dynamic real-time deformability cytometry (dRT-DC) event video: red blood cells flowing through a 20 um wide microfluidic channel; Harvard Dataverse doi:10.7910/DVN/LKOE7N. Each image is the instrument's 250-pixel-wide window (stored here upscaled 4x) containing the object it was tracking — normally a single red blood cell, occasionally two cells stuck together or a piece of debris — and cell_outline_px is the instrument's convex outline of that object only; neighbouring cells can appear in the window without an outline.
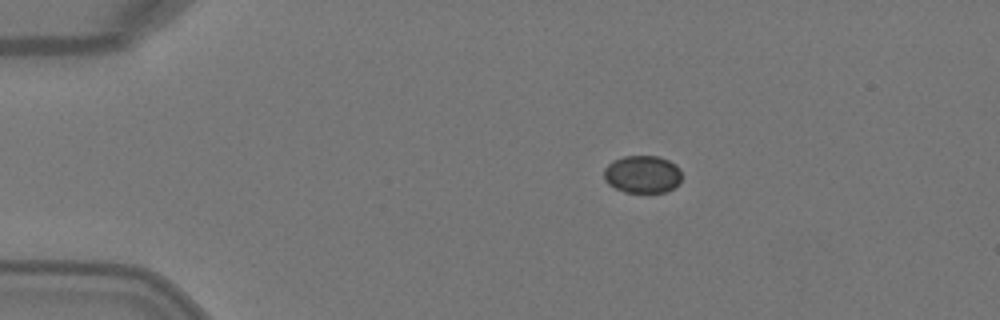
{"species": "Egyptian fruit bat (a non-hibernating species)", "species_latin": "Rousettus aegyptiacus", "temperature_condition": "warm", "stored_images_in_passage": 4, "camera_frame_rate_fps": 3000, "um_per_image_px": 0.085, "animal": {"sex": "female"}, "frame": {"image": 1, "passage_image": 2, "time_ms": 0.333, "image_size_px": [1000, 320], "cell_outline_px": [[680, 184], [664, 192], [624, 192], [608, 184], [604, 180], [604, 168], [612, 160], [624, 156], [656, 156], [668, 160], [676, 164], [680, 168]], "centroid_in_image_um": [54.59, 14.81], "position_along_channel_um": 30.4, "area_um2": 17.11}}
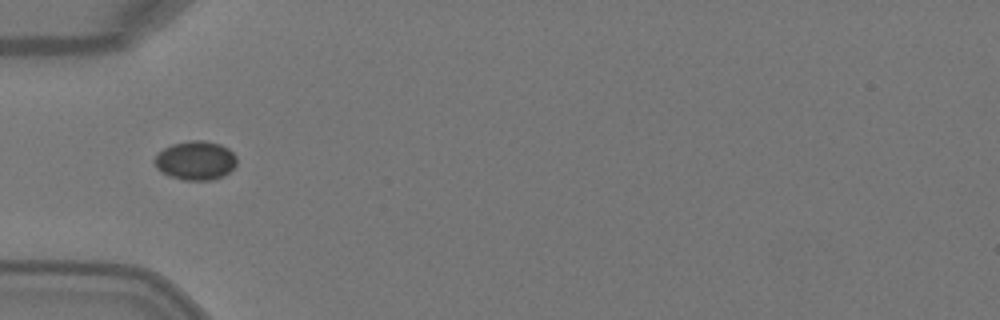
{"frame": {"image": 2, "passage_image": 4, "time_ms": 1.0, "image_size_px": [1000, 320], "cell_outline_px": [[236, 164], [228, 172], [220, 176], [208, 180], [184, 180], [172, 176], [156, 168], [156, 156], [164, 148], [172, 144], [188, 140], [204, 140], [220, 144], [228, 148], [236, 156]], "centroid_in_image_um": [16.64, 13.61], "position_along_channel_um": 68.4, "area_um2": 18.26}}